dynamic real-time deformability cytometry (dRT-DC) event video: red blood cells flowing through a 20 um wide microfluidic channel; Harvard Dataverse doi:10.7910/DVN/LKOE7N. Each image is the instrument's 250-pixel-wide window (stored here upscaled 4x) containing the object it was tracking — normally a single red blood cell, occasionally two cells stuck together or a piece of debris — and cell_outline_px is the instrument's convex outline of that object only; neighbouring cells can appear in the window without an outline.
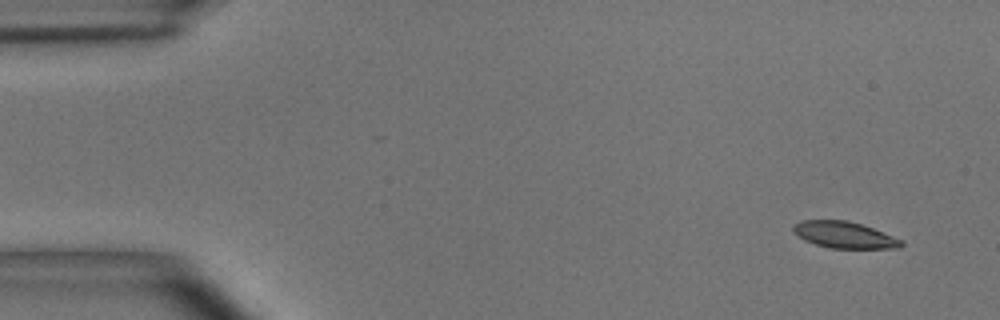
{"species": "common noctule bat (a hibernating species)", "species_latin": "Nyctalus noctula", "temperature_condition": "room temperature", "stored_images_in_passage": 10, "camera_frame_rate_fps": 3000, "um_per_image_px": 0.085, "animal": {"sex": "male", "body_mass_g": 15.6}, "frame": {"image": 1, "passage_image": 1, "time_ms": 0.0, "image_size_px": [1000, 320], "cell_outline_px": [[904, 244], [900, 248], [828, 248], [804, 240], [792, 228], [792, 224], [800, 220], [848, 220], [872, 228], [904, 240]], "centroid_in_image_um": [71.78, 19.96], "position_along_channel_um": 13.2, "area_um2": 16.65}}
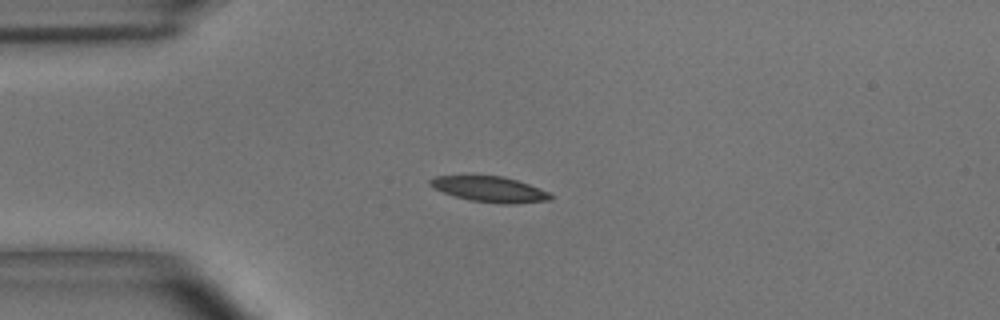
{"frame": {"image": 2, "passage_image": 4, "time_ms": 1.0, "image_size_px": [1000, 320], "cell_outline_px": [[552, 200], [516, 204], [500, 204], [472, 200], [456, 196], [432, 188], [428, 184], [428, 180], [436, 176], [504, 176], [528, 184], [548, 192], [552, 196]], "centroid_in_image_um": [41.63, 16.09], "position_along_channel_um": 43.4, "area_um2": 17.8}}
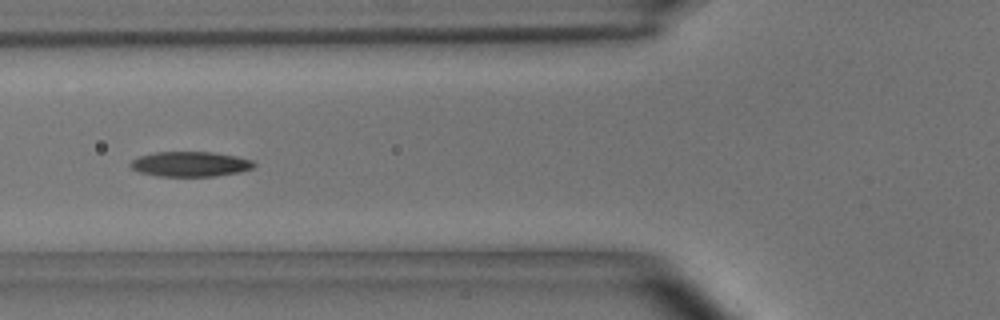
{"frame": {"image": 3, "passage_image": 6, "time_ms": 1.667, "image_size_px": [1000, 320], "cell_outline_px": [[256, 164], [252, 168], [240, 172], [216, 176], [156, 176], [140, 172], [132, 168], [128, 164], [132, 160], [140, 156], [156, 152], [212, 152], [236, 156], [252, 160]], "centroid_in_image_um": [16.17, 13.95], "position_along_channel_um": 109.6, "area_um2": 17.98}}